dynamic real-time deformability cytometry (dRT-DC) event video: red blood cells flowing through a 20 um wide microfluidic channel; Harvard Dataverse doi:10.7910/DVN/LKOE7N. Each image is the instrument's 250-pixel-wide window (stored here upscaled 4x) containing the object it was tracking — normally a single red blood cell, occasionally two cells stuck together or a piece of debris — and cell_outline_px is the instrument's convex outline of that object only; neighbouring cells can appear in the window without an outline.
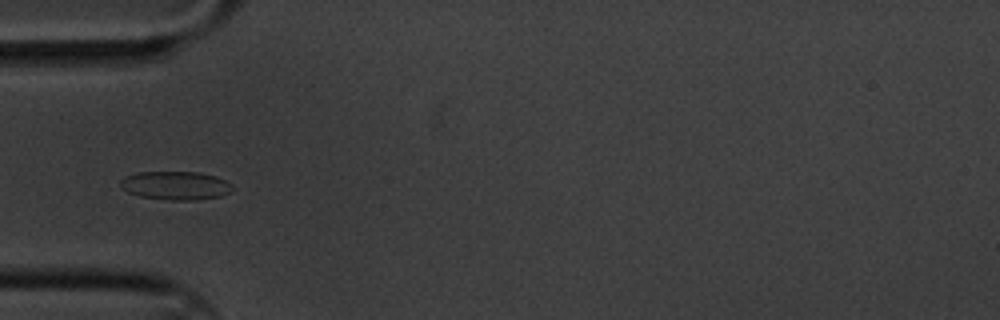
{"species": "common noctule bat (a hibernating species)", "species_latin": "Nyctalus noctula", "temperature_condition": "cold", "stored_images_in_passage": 10, "camera_frame_rate_fps": 3000, "um_per_image_px": 0.085, "animal": {"sex": "male", "body_mass_g": 20.1, "forearm_length_mm": 53.5}, "frame": {"image": 1, "passage_image": 4, "time_ms": 1.0, "image_size_px": [1000, 320], "cell_outline_px": [[232, 192], [220, 196], [196, 200], [168, 200], [140, 196], [128, 192], [120, 188], [120, 180], [124, 176], [136, 172], [200, 172], [216, 176], [232, 184]], "centroid_in_image_um": [14.91, 15.76], "position_along_channel_um": 70.1, "area_um2": 18.79}}
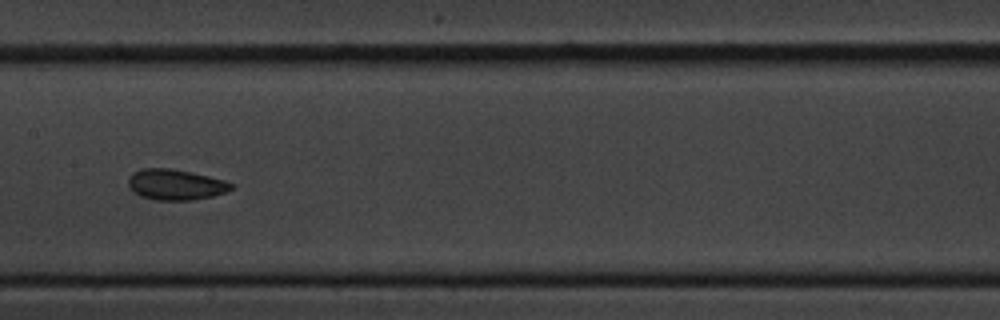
{"frame": {"image": 2, "passage_image": 7, "time_ms": 2.0, "image_size_px": [1000, 320], "cell_outline_px": [[236, 184], [232, 188], [224, 192], [212, 196], [192, 200], [156, 200], [140, 196], [128, 184], [128, 176], [132, 172], [140, 168], [172, 168], [192, 172], [224, 180]], "centroid_in_image_um": [14.91, 15.67], "position_along_channel_um": 192.5, "area_um2": 18.44}}
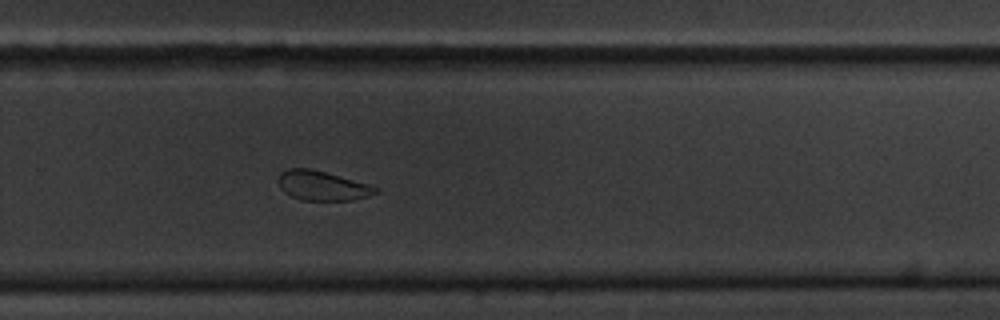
{"frame": {"image": 3, "passage_image": 10, "time_ms": 3.0, "image_size_px": [1000, 320], "cell_outline_px": [[380, 188], [376, 192], [368, 196], [352, 200], [300, 200], [284, 192], [280, 188], [276, 180], [280, 172], [288, 168], [312, 168], [368, 184]], "centroid_in_image_um": [27.34, 15.77], "position_along_channel_um": 302.5, "area_um2": 16.82}}